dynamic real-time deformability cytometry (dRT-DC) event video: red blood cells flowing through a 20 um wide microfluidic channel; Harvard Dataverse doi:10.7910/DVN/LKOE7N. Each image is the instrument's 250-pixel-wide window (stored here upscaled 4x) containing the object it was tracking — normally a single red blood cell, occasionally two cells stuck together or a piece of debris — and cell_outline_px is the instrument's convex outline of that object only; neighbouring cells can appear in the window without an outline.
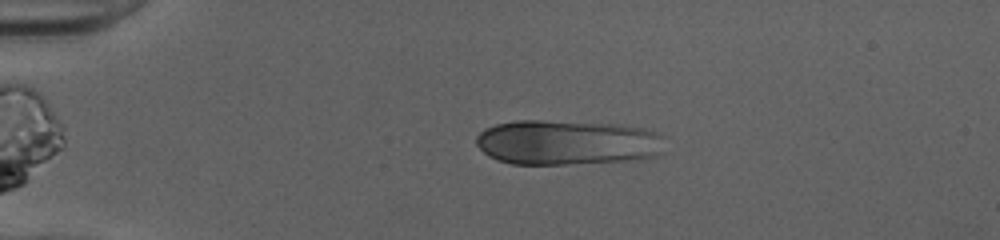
{"species": "human", "species_latin": "Homo sapiens", "temperature_condition": "cold", "stored_images_in_passage": 50, "camera_frame_rate_fps": 3000, "um_per_image_px": 0.085, "donor": {"sex": "female"}, "frame": {"image": 1, "passage_image": 11, "time_ms": 3.333, "image_size_px": [1000, 240], "cell_outline_px": [[664, 152], [656, 156], [644, 160], [564, 164], [512, 164], [496, 160], [488, 156], [476, 144], [476, 136], [484, 128], [496, 124], [516, 120], [540, 120], [624, 124], [648, 128], [660, 132], [664, 136]], "centroid_in_image_um": [48.31, 12.1], "position_along_channel_um": 36.7, "area_um2": 50.69}}
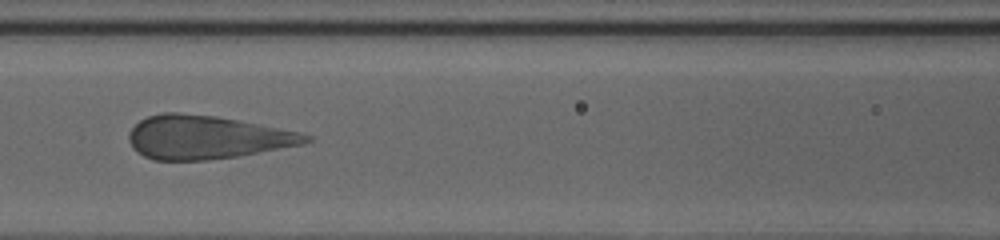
{"frame": {"image": 2, "passage_image": 23, "time_ms": 7.333, "image_size_px": [1000, 240], "cell_outline_px": [[312, 140], [304, 144], [236, 156], [208, 160], [152, 160], [144, 156], [132, 148], [128, 140], [128, 132], [140, 120], [148, 116], [164, 112], [180, 112], [216, 116], [240, 120], [300, 132], [312, 136]], "centroid_in_image_um": [17.54, 11.66], "position_along_channel_um": 149.1, "area_um2": 44.85}}
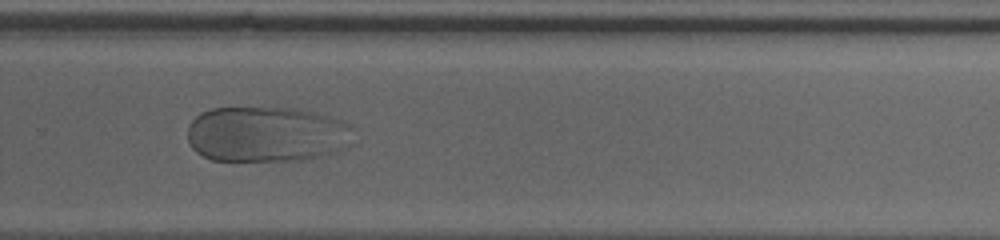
{"frame": {"image": 3, "passage_image": 35, "time_ms": 11.333, "image_size_px": [1000, 240], "cell_outline_px": [[352, 144], [348, 148], [320, 156], [300, 160], [212, 160], [196, 152], [192, 148], [188, 140], [188, 124], [200, 112], [212, 108], [292, 108], [312, 112], [344, 120], [352, 128]], "centroid_in_image_um": [22.67, 11.41], "position_along_channel_um": 307.1, "area_um2": 53.99}}